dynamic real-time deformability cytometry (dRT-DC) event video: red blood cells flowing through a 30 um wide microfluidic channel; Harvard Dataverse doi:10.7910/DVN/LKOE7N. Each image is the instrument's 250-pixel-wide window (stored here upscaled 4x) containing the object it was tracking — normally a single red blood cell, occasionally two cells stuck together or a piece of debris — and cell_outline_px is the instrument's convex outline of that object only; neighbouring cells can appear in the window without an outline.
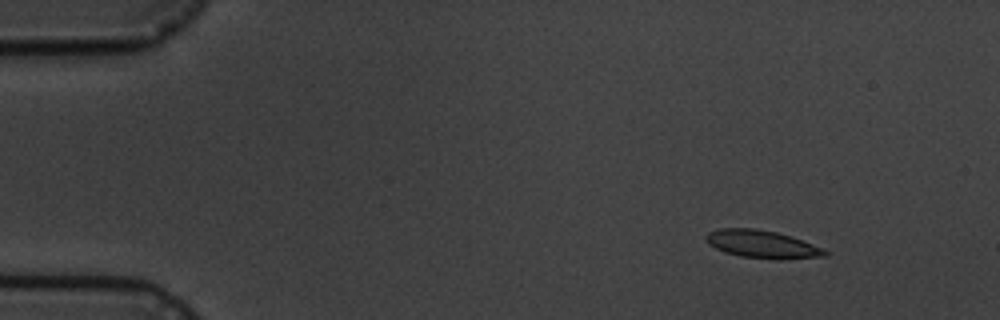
{"species": "common noctule bat (a hibernating species)", "species_latin": "Nyctalus noctula", "temperature_condition": "cold", "stored_images_in_passage": 5, "segment_of_instrument_passage": [1, 2], "camera_frame_rate_fps": 3000, "um_per_image_px": 0.085, "animal": {"sex": "male", "body_mass_g": 19.5, "forearm_length_mm": 54.6}, "frame": {"image": 1, "passage_image": 1, "time_ms": 0.0, "image_size_px": [1000, 320], "cell_outline_px": [[828, 256], [740, 256], [724, 252], [708, 244], [704, 240], [704, 236], [708, 232], [720, 228], [756, 228], [776, 232], [792, 236], [812, 244], [828, 252]], "centroid_in_image_um": [64.62, 20.68], "position_along_channel_um": 20.4, "area_um2": 18.15}}